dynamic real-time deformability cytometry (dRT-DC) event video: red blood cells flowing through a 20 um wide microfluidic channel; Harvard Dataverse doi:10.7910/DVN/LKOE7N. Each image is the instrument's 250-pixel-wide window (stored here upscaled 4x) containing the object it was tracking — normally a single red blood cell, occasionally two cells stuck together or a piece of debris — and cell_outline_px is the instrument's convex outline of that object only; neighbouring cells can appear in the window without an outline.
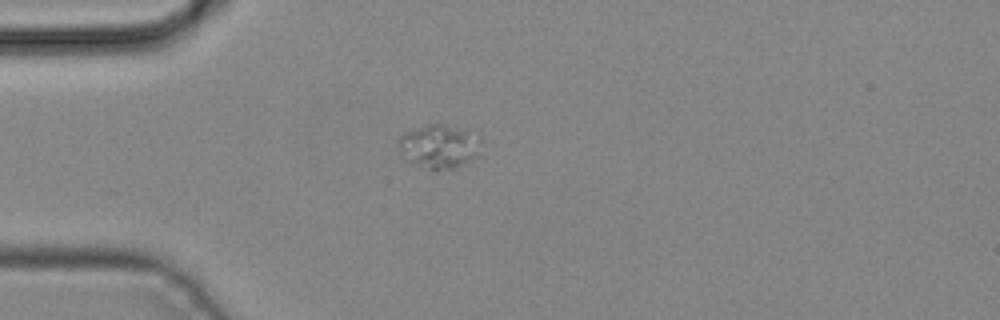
{"species": "common noctule bat (a hibernating species)", "species_latin": "Nyctalus noctula", "temperature_condition": "cold", "stored_images_in_passage": 1, "camera_frame_rate_fps": 3000, "um_per_image_px": 0.085, "animal": {"sex": "male", "body_mass_g": 19.2, "forearm_length_mm": 51.8}, "frame": {"image": 1, "passage_image": 1, "time_ms": 0.0, "image_size_px": [1000, 320], "cell_outline_px": [[480, 156], [456, 168], [428, 168], [416, 164], [408, 160], [400, 152], [400, 136], [404, 132], [428, 124], [440, 124], [464, 132], [480, 140]], "centroid_in_image_um": [37.31, 12.47], "position_along_channel_um": 47.7, "area_um2": 20.11}}